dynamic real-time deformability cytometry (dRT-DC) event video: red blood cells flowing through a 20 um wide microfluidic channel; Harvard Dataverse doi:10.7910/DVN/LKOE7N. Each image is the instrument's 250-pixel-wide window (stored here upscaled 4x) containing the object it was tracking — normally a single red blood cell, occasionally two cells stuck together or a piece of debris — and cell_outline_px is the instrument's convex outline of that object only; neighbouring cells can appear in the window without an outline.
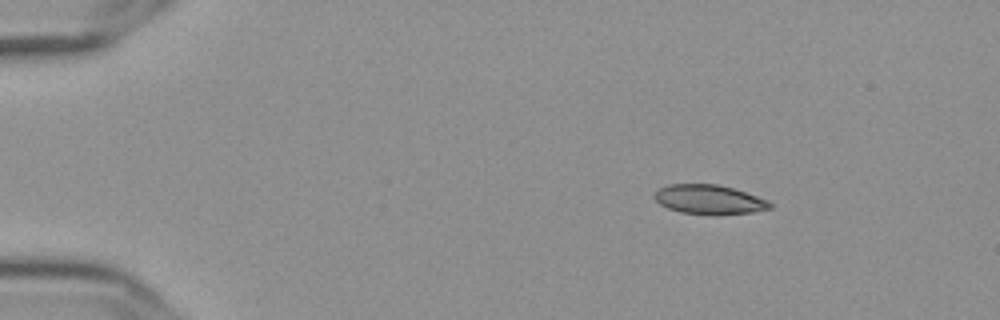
{"species": "Egyptian fruit bat (a non-hibernating species)", "species_latin": "Rousettus aegyptiacus", "temperature_condition": "cold", "stored_images_in_passage": 49, "camera_frame_rate_fps": 3000, "um_per_image_px": 0.085, "frame": {"image": 1, "passage_image": 1, "time_ms": 0.0, "image_size_px": [1000, 320], "cell_outline_px": [[772, 208], [752, 212], [680, 212], [668, 208], [660, 204], [652, 196], [660, 188], [668, 184], [716, 184], [732, 188], [768, 200], [772, 204]], "centroid_in_image_um": [60.24, 16.91], "position_along_channel_um": 24.8, "area_um2": 18.84}}
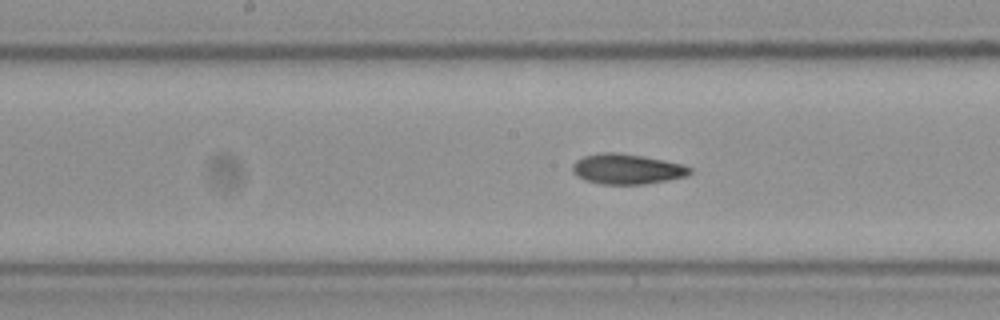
{"frame": {"image": 2, "passage_image": 22, "time_ms": 7.0, "image_size_px": [1000, 320], "cell_outline_px": [[692, 172], [684, 176], [668, 180], [644, 184], [600, 184], [584, 180], [572, 172], [572, 164], [576, 160], [584, 156], [604, 152], [616, 152], [640, 156], [680, 164], [692, 168]], "centroid_in_image_um": [53.23, 14.38], "position_along_channel_um": 195.0, "area_um2": 20.4}}
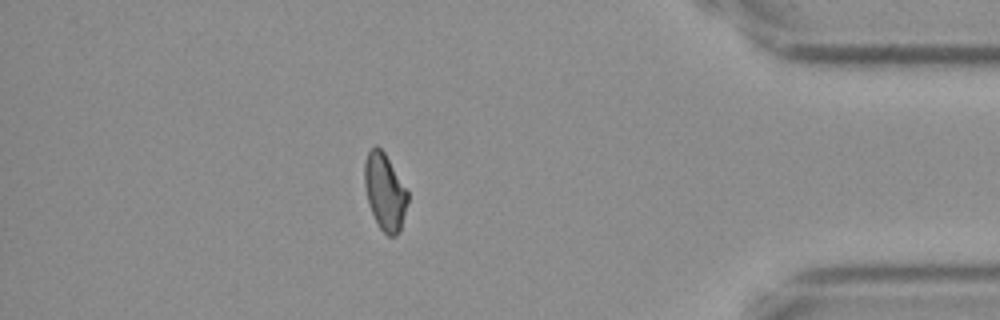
{"frame": {"image": 3, "passage_image": 42, "time_ms": 13.667, "image_size_px": [1000, 320], "cell_outline_px": [[408, 200], [400, 232], [396, 236], [388, 236], [380, 228], [368, 204], [364, 184], [364, 164], [368, 152], [376, 144], [384, 152], [408, 192]], "centroid_in_image_um": [32.7, 16.32], "position_along_channel_um": 402.5, "area_um2": 19.13}, "authors_computed_cell_mechanics": {"area_um2": 20.1722, "velocity_mm_per_s": 3.6317, "shape_relaxation_time_tau1_ms": 6.9271, "shape_relaxation_time_tau2_ms": 4.6814, "deformation_change_tau1": 0.1507, "deformation_change_tau2": 0.1002}}